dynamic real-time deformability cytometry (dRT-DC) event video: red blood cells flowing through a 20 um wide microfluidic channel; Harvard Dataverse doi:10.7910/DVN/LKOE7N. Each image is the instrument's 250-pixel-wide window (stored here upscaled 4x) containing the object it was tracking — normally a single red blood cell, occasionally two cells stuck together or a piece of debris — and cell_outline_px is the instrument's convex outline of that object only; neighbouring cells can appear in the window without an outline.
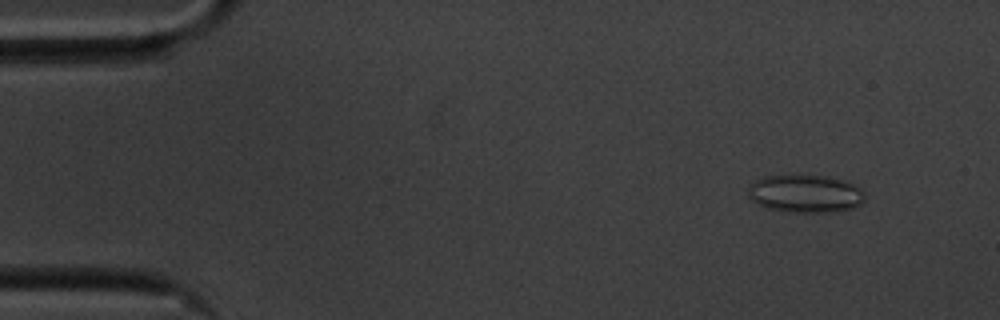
{"species": "common noctule bat (a hibernating species)", "species_latin": "Nyctalus noctula", "temperature_condition": "cold", "stored_images_in_passage": 17, "camera_frame_rate_fps": 3000, "um_per_image_px": 0.085, "animal": {"sex": "male", "body_mass_g": 20.1, "forearm_length_mm": 53.5}, "frame": {"image": 1, "passage_image": 5, "time_ms": 1.333, "image_size_px": [1000, 320], "cell_outline_px": [[864, 200], [860, 204], [852, 208], [828, 212], [792, 212], [768, 208], [752, 200], [748, 196], [748, 188], [756, 180], [764, 176], [824, 176], [844, 180], [860, 188], [864, 192]], "centroid_in_image_um": [68.46, 16.47], "position_along_channel_um": 16.5, "area_um2": 25.32}}
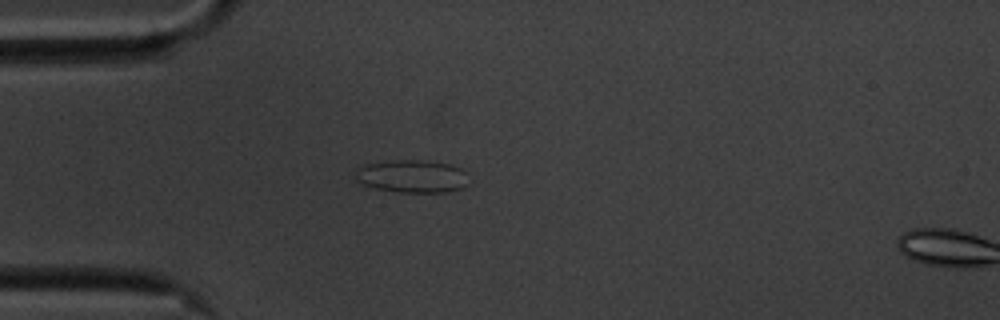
{"frame": {"image": 2, "passage_image": 15, "time_ms": 4.667, "image_size_px": [1000, 320], "cell_outline_px": [[468, 184], [460, 188], [448, 192], [396, 192], [376, 188], [360, 184], [356, 180], [356, 168], [360, 164], [396, 160], [424, 160], [448, 164], [460, 168], [464, 172]], "centroid_in_image_um": [34.96, 14.98], "position_along_channel_um": 50.0, "area_um2": 21.73}}